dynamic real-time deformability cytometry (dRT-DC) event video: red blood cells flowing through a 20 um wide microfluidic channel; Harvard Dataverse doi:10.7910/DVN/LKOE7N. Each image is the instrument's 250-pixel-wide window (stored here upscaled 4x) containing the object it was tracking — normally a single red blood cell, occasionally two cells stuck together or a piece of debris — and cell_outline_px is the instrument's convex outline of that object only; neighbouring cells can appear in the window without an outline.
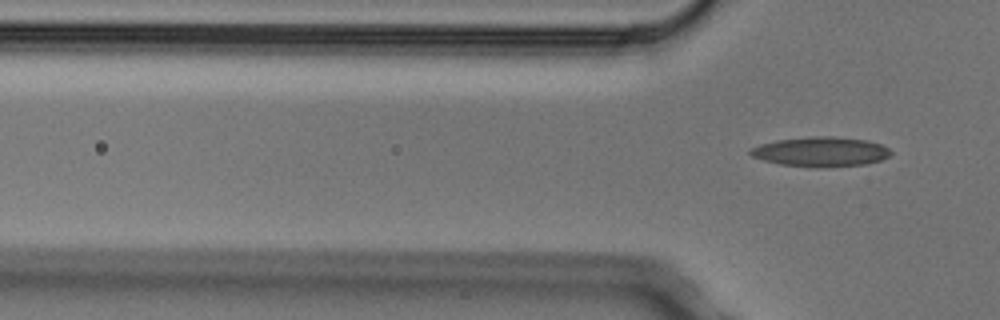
{"species": "Egyptian fruit bat (a non-hibernating species)", "species_latin": "Rousettus aegyptiacus", "temperature_condition": "cold", "stored_images_in_passage": 6, "camera_frame_rate_fps": 3000, "um_per_image_px": 0.085, "animal": {"sex": "male"}, "frame": {"image": 1, "passage_image": 6, "time_ms": 1.667, "image_size_px": [1000, 320], "cell_outline_px": [[892, 152], [888, 156], [880, 160], [864, 164], [780, 164], [764, 160], [752, 156], [748, 152], [752, 148], [760, 144], [776, 140], [812, 136], [832, 136], [868, 140], [880, 144], [888, 148]], "centroid_in_image_um": [69.76, 12.83], "position_along_channel_um": 56.0, "area_um2": 23.0}}